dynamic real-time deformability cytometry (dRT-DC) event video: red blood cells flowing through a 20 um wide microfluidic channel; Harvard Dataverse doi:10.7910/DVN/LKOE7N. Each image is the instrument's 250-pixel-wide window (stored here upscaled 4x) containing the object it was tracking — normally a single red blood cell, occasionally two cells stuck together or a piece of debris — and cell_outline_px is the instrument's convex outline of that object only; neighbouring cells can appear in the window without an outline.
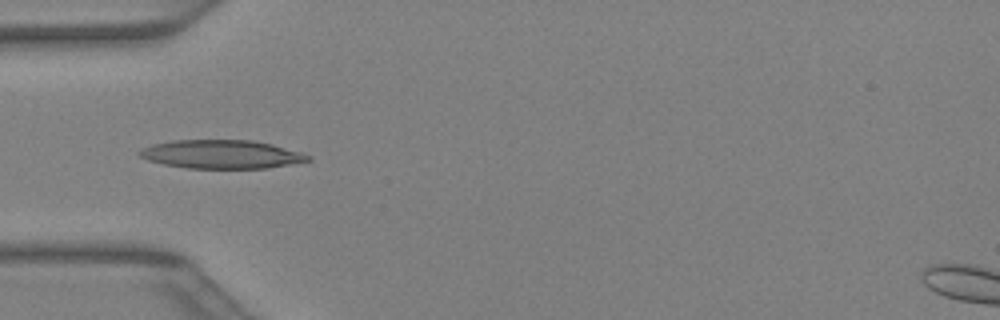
{"species": "Egyptian fruit bat (a non-hibernating species)", "species_latin": "Rousettus aegyptiacus", "temperature_condition": "warm", "stored_images_in_passage": 33, "camera_frame_rate_fps": 3000, "um_per_image_px": 0.085, "animal": {"sex": "female"}, "frame": {"image": 1, "passage_image": 5, "time_ms": 1.333, "image_size_px": [1000, 320], "cell_outline_px": [[312, 160], [268, 168], [188, 168], [164, 164], [148, 160], [140, 156], [136, 152], [152, 144], [172, 140], [252, 140], [272, 144], [300, 152], [312, 156]], "centroid_in_image_um": [18.83, 13.11], "position_along_channel_um": 66.2, "area_um2": 27.98}}
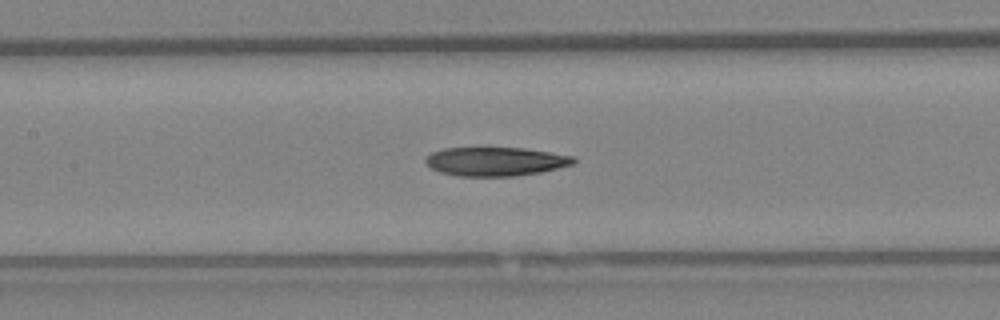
{"frame": {"image": 2, "passage_image": 11, "time_ms": 3.333, "image_size_px": [1000, 320], "cell_outline_px": [[576, 164], [540, 172], [516, 176], [460, 176], [440, 172], [432, 168], [424, 160], [432, 152], [444, 148], [524, 148], [572, 156], [576, 160]], "centroid_in_image_um": [42.14, 13.73], "position_along_channel_um": 165.3, "area_um2": 24.68}}
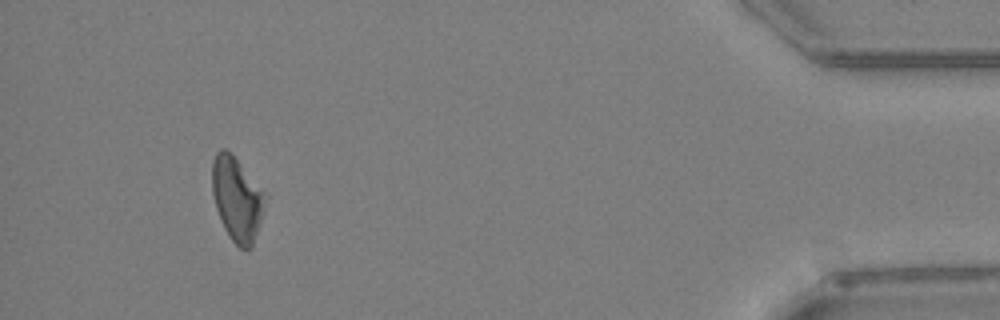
{"frame": {"image": 3, "passage_image": 30, "time_ms": 9.667, "image_size_px": [1000, 320], "cell_outline_px": [[268, 196], [260, 224], [252, 248], [248, 252], [240, 248], [228, 236], [220, 220], [216, 208], [212, 192], [212, 164], [216, 152], [220, 148], [224, 148], [232, 152]], "centroid_in_image_um": [20.16, 16.92], "position_along_channel_um": 415.0, "area_um2": 26.47}}